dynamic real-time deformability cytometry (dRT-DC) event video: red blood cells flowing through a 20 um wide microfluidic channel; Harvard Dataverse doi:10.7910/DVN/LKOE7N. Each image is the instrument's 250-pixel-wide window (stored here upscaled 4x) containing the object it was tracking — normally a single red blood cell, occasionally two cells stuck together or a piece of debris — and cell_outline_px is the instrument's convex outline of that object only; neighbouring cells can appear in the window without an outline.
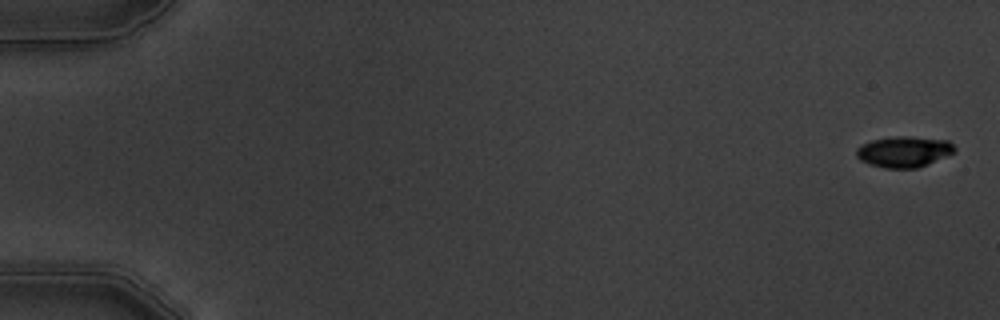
{"species": "common noctule bat (a hibernating species)", "species_latin": "Nyctalus noctula", "temperature_condition": "warm", "stored_images_in_passage": 3, "camera_frame_rate_fps": 3000, "um_per_image_px": 0.085, "animal": {"sex": "male", "body_mass_g": 19.5, "forearm_length_mm": 54.6}, "frame": {"image": 1, "passage_image": 1, "time_ms": 0.0, "image_size_px": [1000, 320], "cell_outline_px": [[956, 152], [928, 164], [916, 168], [884, 168], [868, 164], [860, 160], [856, 156], [856, 148], [860, 144], [872, 140], [896, 136], [908, 136], [948, 140], [956, 148]], "centroid_in_image_um": [76.82, 12.89], "position_along_channel_um": 8.2, "area_um2": 17.86}}